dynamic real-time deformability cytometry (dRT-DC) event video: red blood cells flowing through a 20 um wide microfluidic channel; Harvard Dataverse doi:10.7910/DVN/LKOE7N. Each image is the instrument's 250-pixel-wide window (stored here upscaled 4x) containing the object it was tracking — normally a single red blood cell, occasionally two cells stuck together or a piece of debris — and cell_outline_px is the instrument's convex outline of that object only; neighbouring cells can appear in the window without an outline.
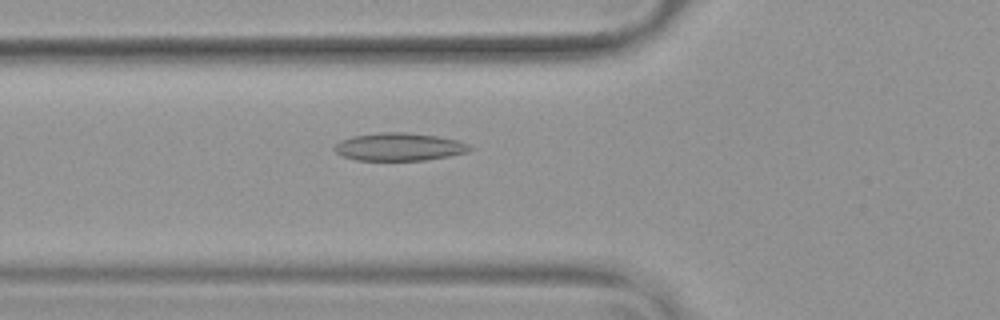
{"species": "common noctule bat (a hibernating species)", "species_latin": "Nyctalus noctula", "temperature_condition": "warm", "stored_images_in_passage": 32, "camera_frame_rate_fps": 3000, "um_per_image_px": 0.085, "animal": {"sex": "female", "body_mass_g": 19.9}, "frame": {"image": 1, "passage_image": 3, "time_ms": 0.667, "image_size_px": [1000, 320], "cell_outline_px": [[476, 148], [468, 152], [428, 160], [356, 160], [344, 156], [336, 152], [332, 148], [340, 140], [352, 136], [380, 132], [404, 132], [436, 136], [460, 140]], "centroid_in_image_um": [33.96, 12.48], "position_along_channel_um": 91.8, "area_um2": 22.08}}
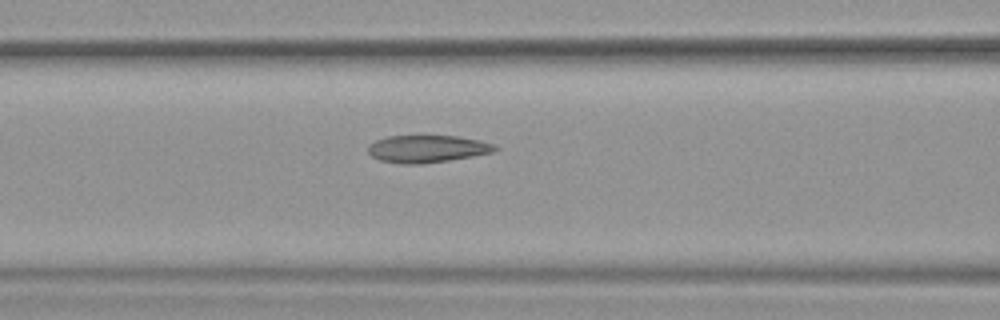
{"frame": {"image": 2, "passage_image": 6, "time_ms": 1.667, "image_size_px": [1000, 320], "cell_outline_px": [[500, 148], [492, 152], [472, 156], [448, 160], [420, 164], [400, 164], [380, 160], [372, 156], [368, 152], [368, 144], [376, 140], [388, 136], [456, 136], [480, 140], [492, 144]], "centroid_in_image_um": [36.28, 12.65], "position_along_channel_um": 130.3, "area_um2": 20.11}}
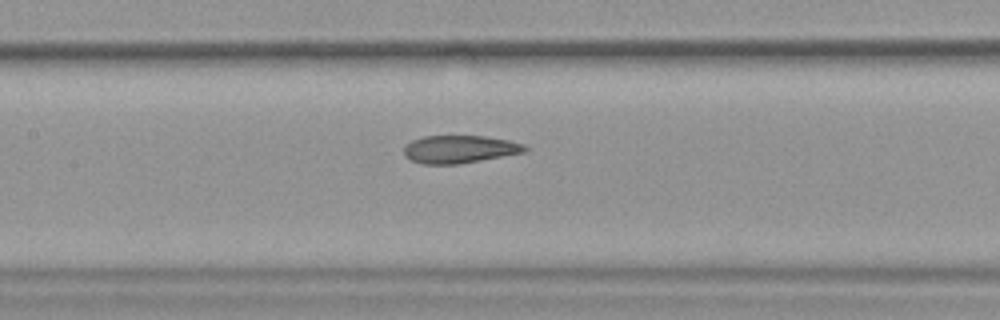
{"frame": {"image": 3, "passage_image": 9, "time_ms": 2.667, "image_size_px": [1000, 320], "cell_outline_px": [[528, 148], [524, 152], [480, 160], [456, 164], [424, 164], [412, 160], [404, 152], [404, 148], [412, 140], [424, 136], [484, 136], [508, 140], [524, 144]], "centroid_in_image_um": [39.08, 12.67], "position_along_channel_um": 168.3, "area_um2": 19.19}, "authors_computed_cell_mechanics": {"area_um2": 20.3745, "velocity_mm_per_s": 3.8081, "shape_relaxation_time_tau1_ms": null, "shape_relaxation_time_tau2_ms": 1.6528, "deformation_change_tau1": null, "deformation_change_tau2": 0.0907}}